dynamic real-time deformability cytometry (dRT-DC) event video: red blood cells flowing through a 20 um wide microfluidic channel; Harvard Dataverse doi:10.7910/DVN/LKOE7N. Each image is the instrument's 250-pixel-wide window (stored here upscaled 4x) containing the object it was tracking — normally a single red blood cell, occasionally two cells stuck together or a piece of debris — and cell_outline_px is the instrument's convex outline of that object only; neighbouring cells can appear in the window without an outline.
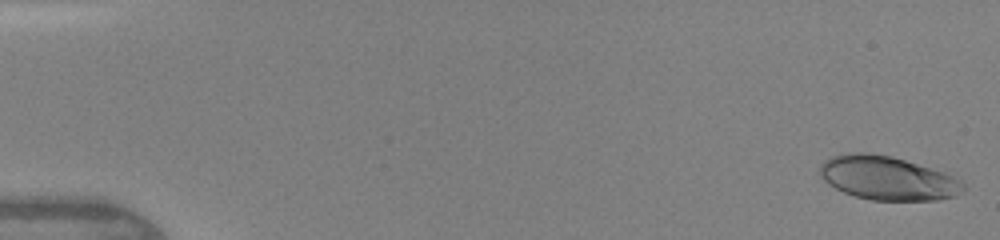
{"species": "human", "species_latin": "Homo sapiens", "temperature_condition": "warm", "stored_images_in_passage": 22, "camera_frame_rate_fps": 3000, "um_per_image_px": 0.085, "donor": {"sex": "female"}, "frame": {"image": 1, "passage_image": 1, "time_ms": 0.0, "image_size_px": [1000, 240], "cell_outline_px": [[964, 192], [956, 196], [940, 200], [872, 200], [856, 196], [844, 192], [828, 184], [820, 176], [820, 164], [824, 160], [832, 156], [848, 152], [864, 152], [892, 156], [944, 172], [960, 180], [964, 184]], "centroid_in_image_um": [75.44, 15.14], "position_along_channel_um": 9.6, "area_um2": 36.65}}